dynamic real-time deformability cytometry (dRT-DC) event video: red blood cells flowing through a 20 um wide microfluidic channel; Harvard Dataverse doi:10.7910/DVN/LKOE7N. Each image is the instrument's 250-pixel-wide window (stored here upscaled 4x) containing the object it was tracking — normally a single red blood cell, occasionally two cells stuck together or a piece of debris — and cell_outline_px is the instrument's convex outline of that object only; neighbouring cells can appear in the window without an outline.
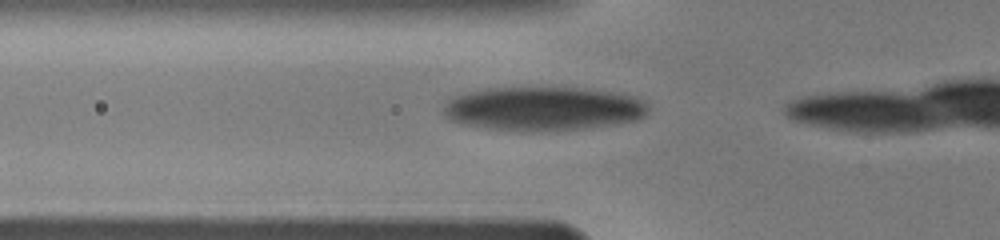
{"species": "human", "species_latin": "Homo sapiens", "temperature_condition": "warm", "stored_images_in_passage": 19, "camera_frame_rate_fps": 3000, "um_per_image_px": 0.085, "donor": {"sex": "male"}, "frame": {"image": 1, "passage_image": 17, "time_ms": 4.0, "image_size_px": [1000, 240], "cell_outline_px": [[648, 112], [644, 116], [636, 120], [616, 124], [592, 128], [528, 132], [488, 128], [464, 124], [448, 120], [444, 116], [444, 104], [448, 96], [464, 92], [484, 88], [512, 84], [528, 84], [584, 88], [620, 92], [636, 96], [648, 104]], "centroid_in_image_um": [46.13, 9.17], "position_along_channel_um": 79.7, "area_um2": 55.03}}